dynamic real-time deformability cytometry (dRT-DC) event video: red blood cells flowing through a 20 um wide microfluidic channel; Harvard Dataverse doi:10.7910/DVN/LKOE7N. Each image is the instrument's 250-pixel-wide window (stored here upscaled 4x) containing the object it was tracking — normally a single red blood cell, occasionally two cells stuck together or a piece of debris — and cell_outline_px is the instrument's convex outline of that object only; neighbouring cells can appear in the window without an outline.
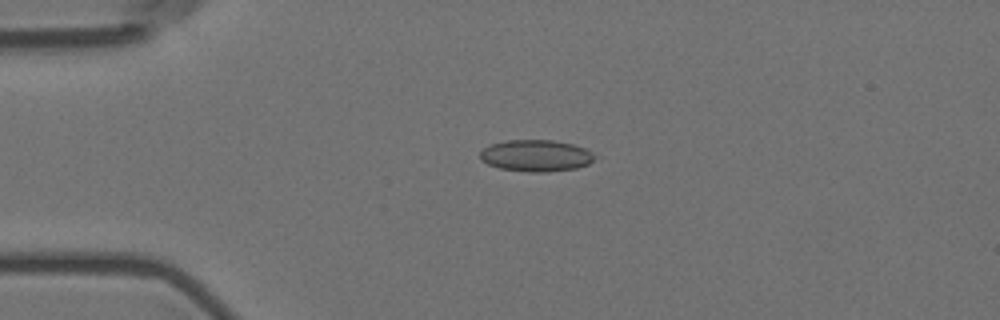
{"species": "Egyptian fruit bat (a non-hibernating species)", "species_latin": "Rousettus aegyptiacus", "temperature_condition": "room temperature", "stored_images_in_passage": 7, "camera_frame_rate_fps": 3000, "um_per_image_px": 0.085, "animal": {"sex": "female"}, "frame": {"image": 1, "passage_image": 1, "time_ms": 0.0, "image_size_px": [1000, 320], "cell_outline_px": [[596, 156], [588, 164], [576, 168], [544, 172], [528, 172], [500, 168], [488, 164], [480, 160], [480, 152], [484, 148], [492, 144], [508, 140], [552, 140], [572, 144], [584, 148], [592, 152]], "centroid_in_image_um": [45.55, 13.23], "position_along_channel_um": 39.5, "area_um2": 20.98}}
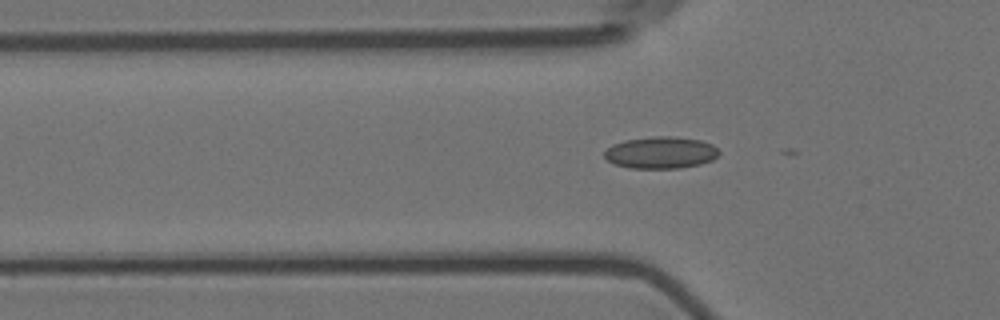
{"frame": {"image": 2, "passage_image": 6, "time_ms": 1.667, "image_size_px": [1000, 320], "cell_outline_px": [[720, 152], [712, 160], [700, 164], [680, 168], [632, 168], [616, 164], [608, 160], [604, 156], [604, 152], [612, 144], [624, 140], [652, 136], [672, 136], [700, 140], [712, 144]], "centroid_in_image_um": [56.16, 12.96], "position_along_channel_um": 69.6, "area_um2": 21.21}}